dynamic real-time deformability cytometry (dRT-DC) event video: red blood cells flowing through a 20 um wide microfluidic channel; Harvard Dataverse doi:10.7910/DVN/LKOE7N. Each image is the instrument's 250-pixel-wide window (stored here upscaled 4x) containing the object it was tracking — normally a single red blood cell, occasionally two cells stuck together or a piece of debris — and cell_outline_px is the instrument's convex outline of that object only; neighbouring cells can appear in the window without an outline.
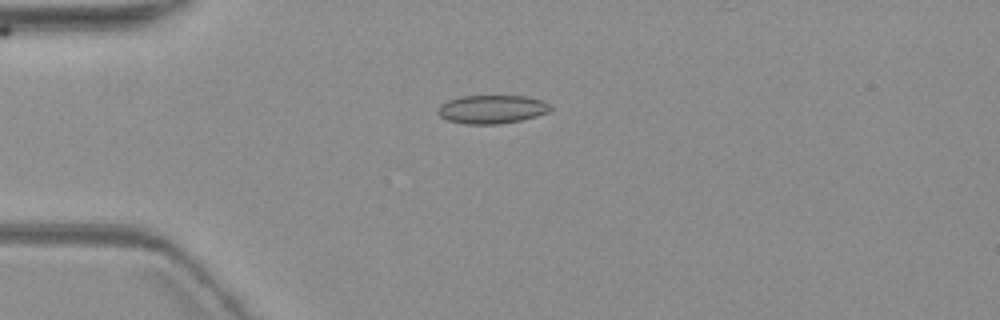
{"species": "common noctule bat (a hibernating species)", "species_latin": "Nyctalus noctula", "temperature_condition": "warm", "stored_images_in_passage": 7, "camera_frame_rate_fps": 3000, "um_per_image_px": 0.085, "animal": {"sex": "female", "body_mass_g": 19.3, "forearm_length_mm": 54.1}, "frame": {"image": 1, "passage_image": 4, "time_ms": 3.333, "image_size_px": [1000, 320], "cell_outline_px": [[552, 108], [548, 112], [536, 116], [520, 120], [500, 124], [464, 124], [448, 120], [440, 116], [436, 112], [436, 108], [440, 104], [448, 100], [460, 96], [524, 96], [544, 100], [552, 104]], "centroid_in_image_um": [41.8, 9.28], "position_along_channel_um": 43.2, "area_um2": 18.9}}
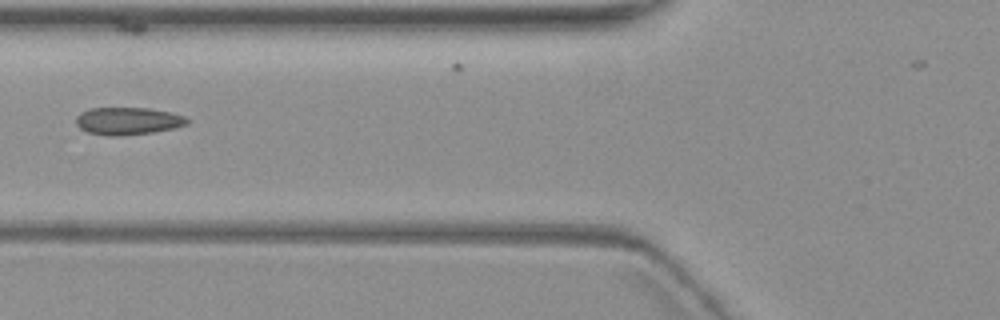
{"frame": {"image": 2, "passage_image": 6, "time_ms": 6.0, "image_size_px": [1000, 320], "cell_outline_px": [[188, 124], [176, 128], [152, 132], [120, 136], [104, 136], [88, 132], [80, 128], [76, 124], [76, 116], [80, 112], [88, 108], [148, 108], [172, 112], [184, 116], [188, 120]], "centroid_in_image_um": [10.85, 10.28], "position_along_channel_um": 114.9, "area_um2": 17.98}}